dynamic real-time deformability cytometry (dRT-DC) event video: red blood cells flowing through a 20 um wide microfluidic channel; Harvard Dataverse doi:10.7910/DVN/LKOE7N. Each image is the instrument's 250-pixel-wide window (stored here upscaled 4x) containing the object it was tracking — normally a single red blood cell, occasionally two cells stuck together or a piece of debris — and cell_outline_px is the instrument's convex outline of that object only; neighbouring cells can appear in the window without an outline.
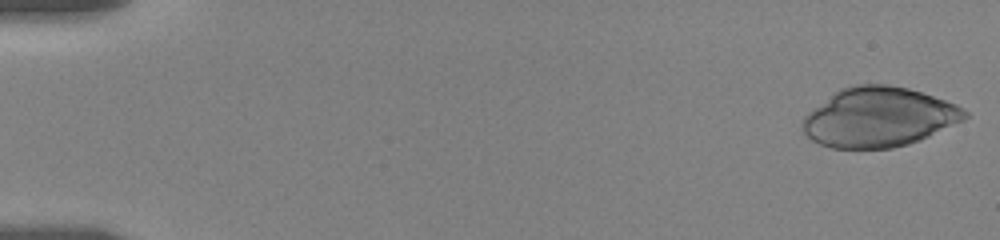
{"species": "human", "species_latin": "Homo sapiens", "temperature_condition": "room temperature", "stored_images_in_passage": 15, "camera_frame_rate_fps": 3000, "um_per_image_px": 0.085, "donor": {"sex": "female"}, "frame": {"image": 1, "passage_image": 1, "time_ms": 0.0, "image_size_px": [1000, 240], "cell_outline_px": [[968, 116], [964, 120], [920, 140], [908, 144], [892, 148], [832, 148], [820, 144], [812, 140], [800, 128], [804, 116], [808, 112], [840, 88], [856, 84], [888, 84], [908, 88], [956, 104], [964, 108], [968, 112]], "centroid_in_image_um": [74.69, 9.96], "position_along_channel_um": 10.3, "area_um2": 56.24}}
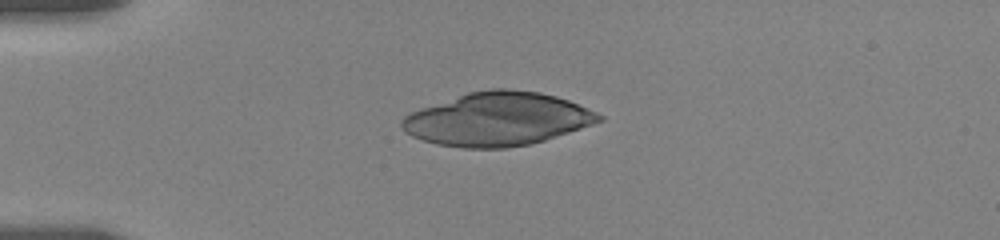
{"frame": {"image": 2, "passage_image": 11, "time_ms": 4.333, "image_size_px": [1000, 240], "cell_outline_px": [[604, 120], [532, 144], [504, 148], [464, 148], [436, 144], [412, 136], [404, 132], [400, 124], [400, 120], [404, 116], [420, 108], [468, 92], [492, 88], [508, 88], [540, 92], [556, 96], [568, 100], [596, 112], [604, 116]], "centroid_in_image_um": [42.26, 10.12], "position_along_channel_um": 42.7, "area_um2": 61.21}}